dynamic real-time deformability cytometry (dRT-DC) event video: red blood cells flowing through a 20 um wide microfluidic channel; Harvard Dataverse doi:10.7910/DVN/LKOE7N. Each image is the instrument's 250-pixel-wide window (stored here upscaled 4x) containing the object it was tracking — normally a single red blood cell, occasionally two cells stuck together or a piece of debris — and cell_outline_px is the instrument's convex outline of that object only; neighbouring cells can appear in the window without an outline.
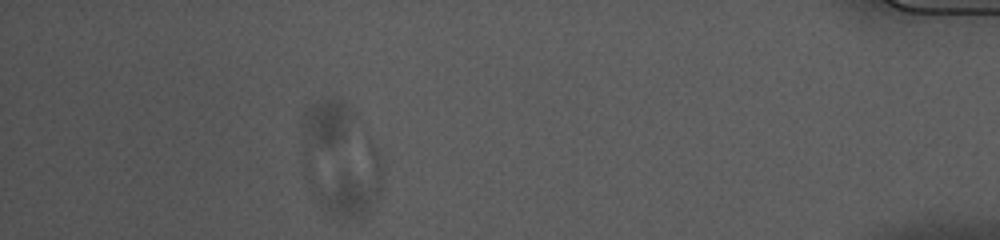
{"species": "common noctule bat (a hibernating species)", "species_latin": "Nyctalus noctula", "temperature_condition": "cold", "stored_images_in_passage": 47, "camera_frame_rate_fps": 3000, "um_per_image_px": 0.085, "animal": {"sex": "female", "body_mass_g": 10.0, "forearm_length_mm": 53.1}, "frame": {"image": 1, "passage_image": 41, "time_ms": 13.333, "image_size_px": [1000, 240], "cell_outline_px": [[380, 192], [368, 216], [340, 216], [324, 208], [320, 204], [316, 192], [368, 144], [372, 144], [376, 148], [380, 156]], "centroid_in_image_um": [30.08, 15.78], "position_along_channel_um": 405.1, "area_um2": 21.68}}